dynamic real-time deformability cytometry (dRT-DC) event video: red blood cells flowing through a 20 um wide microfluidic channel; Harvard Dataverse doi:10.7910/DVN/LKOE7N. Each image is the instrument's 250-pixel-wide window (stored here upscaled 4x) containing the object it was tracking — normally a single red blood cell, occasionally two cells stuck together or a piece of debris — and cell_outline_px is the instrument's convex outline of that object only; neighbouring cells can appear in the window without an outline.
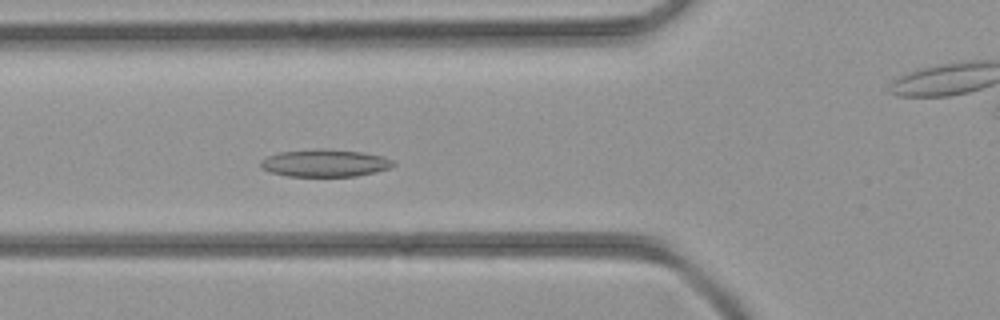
{"species": "common noctule bat (a hibernating species)", "species_latin": "Nyctalus noctula", "temperature_condition": "room temperature", "stored_images_in_passage": 40, "camera_frame_rate_fps": 3000, "um_per_image_px": 0.085, "animal": {"sex": "female", "body_mass_g": 21.9}, "frame": {"image": 1, "passage_image": 11, "time_ms": 3.333, "image_size_px": [1000, 320], "cell_outline_px": [[396, 164], [388, 168], [376, 172], [356, 176], [288, 176], [272, 172], [264, 168], [260, 164], [260, 160], [268, 156], [280, 152], [312, 148], [324, 148], [364, 152], [384, 156], [396, 160]], "centroid_in_image_um": [27.68, 13.84], "position_along_channel_um": 98.1, "area_um2": 21.39}}
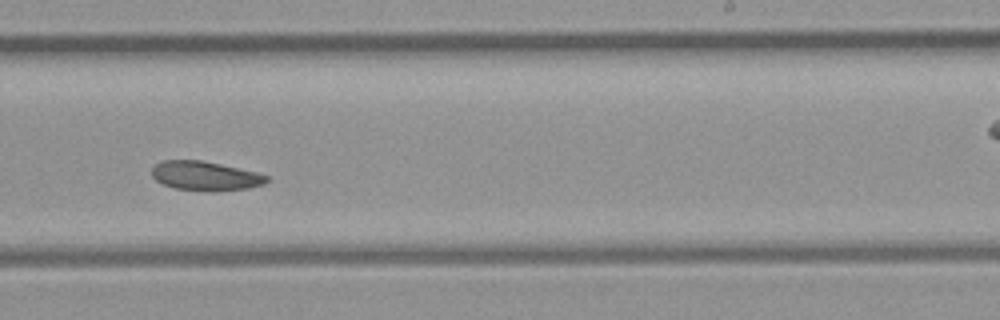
{"frame": {"image": 2, "passage_image": 22, "time_ms": 7.0, "image_size_px": [1000, 320], "cell_outline_px": [[268, 180], [264, 184], [248, 188], [212, 192], [176, 188], [164, 184], [156, 180], [152, 176], [152, 168], [156, 164], [164, 160], [204, 160], [256, 172], [268, 176]], "centroid_in_image_um": [17.46, 14.95], "position_along_channel_um": 271.5, "area_um2": 19.54}}
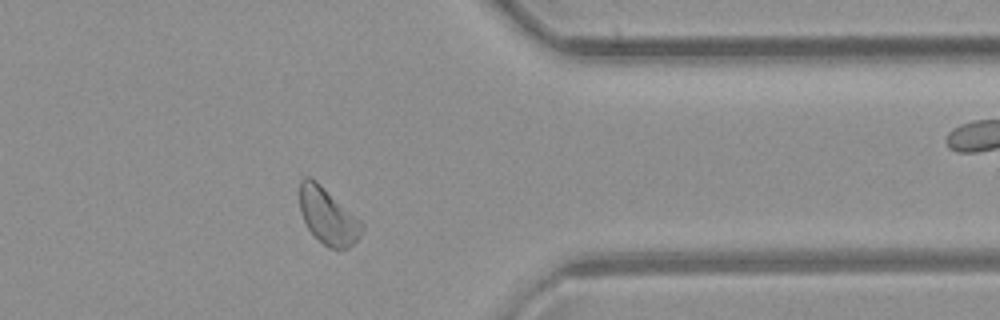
{"frame": {"image": 3, "passage_image": 30, "time_ms": 9.667, "image_size_px": [1000, 320], "cell_outline_px": [[364, 228], [360, 236], [348, 248], [328, 248], [308, 228], [300, 212], [300, 180], [304, 176], [312, 176], [360, 220], [364, 224]], "centroid_in_image_um": [27.86, 18.34], "position_along_channel_um": 383.5, "area_um2": 20.23}}